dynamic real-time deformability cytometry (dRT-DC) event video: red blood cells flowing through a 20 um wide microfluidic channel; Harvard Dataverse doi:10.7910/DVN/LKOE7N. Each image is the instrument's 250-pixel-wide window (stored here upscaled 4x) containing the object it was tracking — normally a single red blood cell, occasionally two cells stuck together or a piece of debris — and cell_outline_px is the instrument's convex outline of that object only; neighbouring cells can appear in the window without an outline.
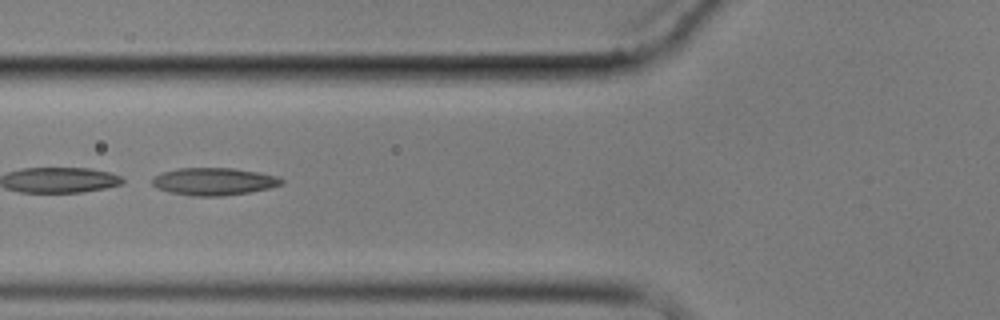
{"species": "common noctule bat (a hibernating species)", "species_latin": "Nyctalus noctula", "temperature_condition": "cold", "stored_images_in_passage": 7, "camera_frame_rate_fps": 3000, "um_per_image_px": 0.085, "animal": {"sex": "male", "body_mass_g": 17.9}, "frame": {"image": 1, "passage_image": 6, "time_ms": 6.0, "image_size_px": [1000, 320], "cell_outline_px": [[284, 184], [272, 188], [252, 192], [220, 196], [192, 196], [168, 192], [156, 188], [152, 184], [152, 180], [160, 172], [176, 168], [232, 168], [280, 176], [284, 180]], "centroid_in_image_um": [18.2, 15.43], "position_along_channel_um": 107.6, "area_um2": 20.98}}
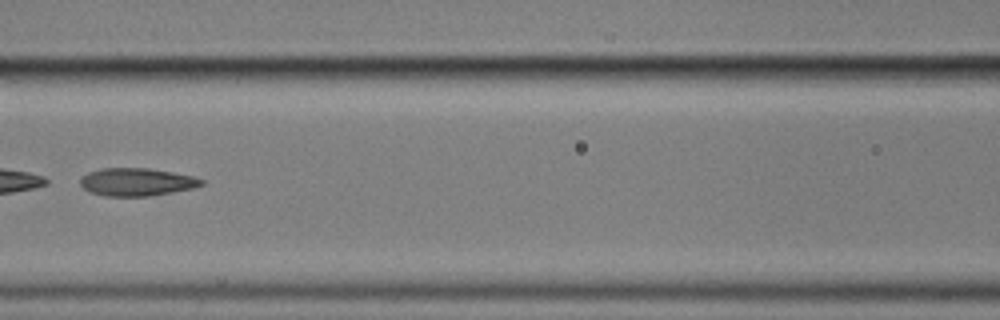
{"frame": {"image": 2, "passage_image": 7, "time_ms": 7.333, "image_size_px": [1000, 320], "cell_outline_px": [[204, 184], [192, 188], [172, 192], [148, 196], [104, 196], [88, 192], [80, 184], [80, 180], [88, 172], [104, 168], [148, 168], [172, 172], [192, 176], [204, 180]], "centroid_in_image_um": [11.6, 15.47], "position_along_channel_um": 155.0, "area_um2": 19.54}}